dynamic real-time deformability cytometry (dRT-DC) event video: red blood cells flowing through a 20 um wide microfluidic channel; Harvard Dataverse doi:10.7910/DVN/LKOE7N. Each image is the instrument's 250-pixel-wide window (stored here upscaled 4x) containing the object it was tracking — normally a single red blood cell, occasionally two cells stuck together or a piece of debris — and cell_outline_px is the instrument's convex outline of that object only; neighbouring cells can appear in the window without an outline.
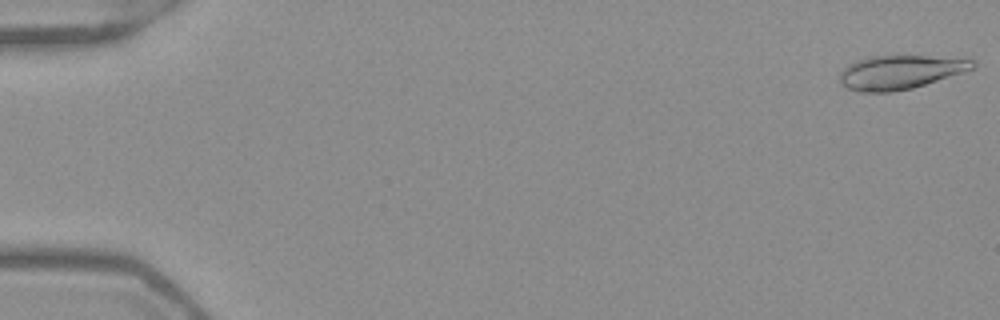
{"species": "Egyptian fruit bat (a non-hibernating species)", "species_latin": "Rousettus aegyptiacus", "temperature_condition": "warm", "stored_images_in_passage": 52, "camera_frame_rate_fps": 3000, "um_per_image_px": 0.085, "frame": {"image": 1, "passage_image": 1, "time_ms": 0.0, "image_size_px": [1000, 320], "cell_outline_px": [[976, 68], [964, 72], [912, 88], [892, 92], [860, 92], [848, 88], [840, 84], [840, 72], [848, 64], [856, 60], [868, 56], [924, 56], [972, 60], [976, 64]], "centroid_in_image_um": [76.47, 6.14], "position_along_channel_um": 8.5, "area_um2": 26.07}}
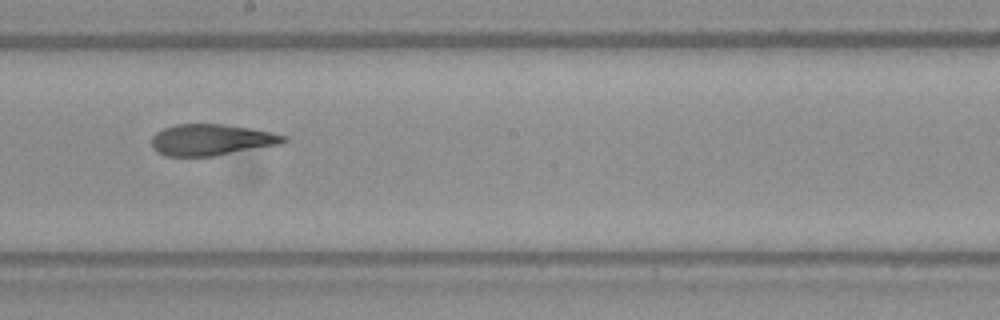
{"frame": {"image": 2, "passage_image": 30, "time_ms": 9.667, "image_size_px": [1000, 320], "cell_outline_px": [[288, 140], [280, 144], [212, 156], [164, 156], [156, 152], [152, 148], [152, 136], [156, 132], [164, 128], [176, 124], [224, 124], [252, 128], [272, 132], [288, 136]], "centroid_in_image_um": [17.96, 11.88], "position_along_channel_um": 230.2, "area_um2": 24.16}}
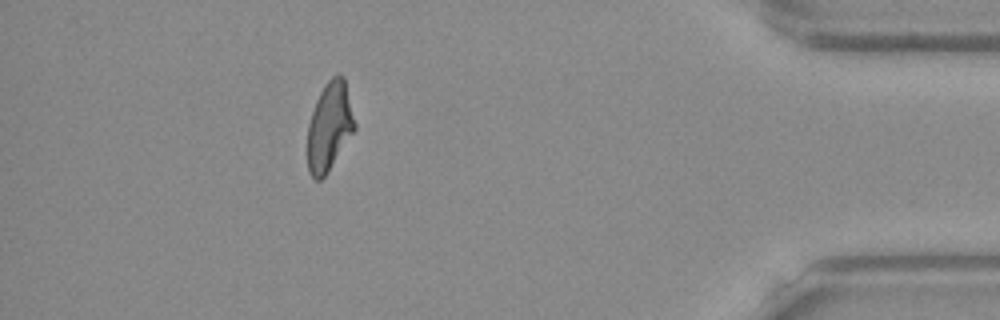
{"frame": {"image": 3, "passage_image": 47, "time_ms": 15.333, "image_size_px": [1000, 320], "cell_outline_px": [[356, 128], [328, 172], [320, 180], [316, 180], [308, 172], [308, 124], [316, 100], [324, 84], [332, 76], [340, 72], [344, 76], [356, 124]], "centroid_in_image_um": [28.01, 10.72], "position_along_channel_um": 407.2, "area_um2": 24.39}, "authors_computed_cell_mechanics": {"area_um2": 24.9118, "velocity_mm_per_s": 3.9455, "shape_relaxation_time_tau1_ms": null, "shape_relaxation_time_tau2_ms": 2.8432, "deformation_change_tau1": null, "deformation_change_tau2": 0.1271}}